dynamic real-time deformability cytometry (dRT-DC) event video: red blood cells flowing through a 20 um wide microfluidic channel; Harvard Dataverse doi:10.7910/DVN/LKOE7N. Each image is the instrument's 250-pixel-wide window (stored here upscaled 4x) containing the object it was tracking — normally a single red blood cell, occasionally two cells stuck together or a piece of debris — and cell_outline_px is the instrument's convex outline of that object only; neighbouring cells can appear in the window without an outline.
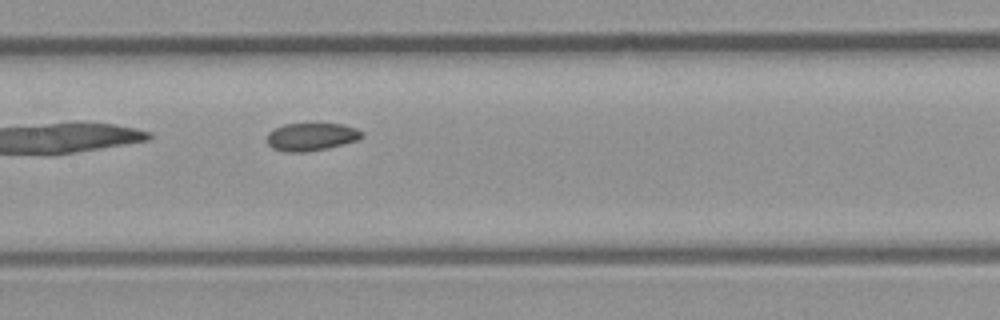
{"species": "common noctule bat (a hibernating species)", "species_latin": "Nyctalus noctula", "temperature_condition": "room temperature", "stored_images_in_passage": 4, "camera_frame_rate_fps": 3000, "um_per_image_px": 0.085, "animal": {"sex": "male", "body_mass_g": 23.1, "forearm_length_mm": 52.7}, "frame": {"image": 1, "passage_image": 4, "time_ms": 4.0, "image_size_px": [1000, 320], "cell_outline_px": [[364, 136], [356, 140], [344, 144], [328, 148], [308, 152], [284, 152], [272, 148], [268, 144], [268, 132], [284, 124], [340, 124], [356, 128], [364, 132]], "centroid_in_image_um": [26.47, 11.64], "position_along_channel_um": 180.9, "area_um2": 15.37}}